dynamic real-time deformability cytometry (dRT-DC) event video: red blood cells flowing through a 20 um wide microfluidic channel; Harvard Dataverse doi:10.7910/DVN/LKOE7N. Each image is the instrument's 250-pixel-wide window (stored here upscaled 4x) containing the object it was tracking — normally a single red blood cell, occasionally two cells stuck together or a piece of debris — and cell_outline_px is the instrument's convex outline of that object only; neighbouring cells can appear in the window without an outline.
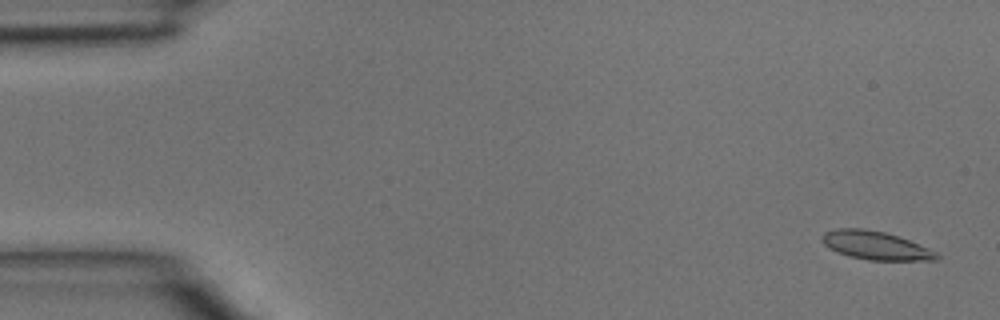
{"species": "common noctule bat (a hibernating species)", "species_latin": "Nyctalus noctula", "temperature_condition": "room temperature", "stored_images_in_passage": 3, "camera_frame_rate_fps": 3000, "um_per_image_px": 0.085, "animal": {"sex": "male", "body_mass_g": 15.6}, "frame": {"image": 1, "passage_image": 1, "time_ms": 0.0, "image_size_px": [1000, 320], "cell_outline_px": [[940, 256], [936, 260], [868, 260], [848, 256], [836, 252], [828, 248], [820, 240], [820, 236], [824, 232], [836, 228], [864, 228], [884, 232], [908, 240], [928, 248], [936, 252]], "centroid_in_image_um": [74.35, 20.86], "position_along_channel_um": 10.7, "area_um2": 19.02}}